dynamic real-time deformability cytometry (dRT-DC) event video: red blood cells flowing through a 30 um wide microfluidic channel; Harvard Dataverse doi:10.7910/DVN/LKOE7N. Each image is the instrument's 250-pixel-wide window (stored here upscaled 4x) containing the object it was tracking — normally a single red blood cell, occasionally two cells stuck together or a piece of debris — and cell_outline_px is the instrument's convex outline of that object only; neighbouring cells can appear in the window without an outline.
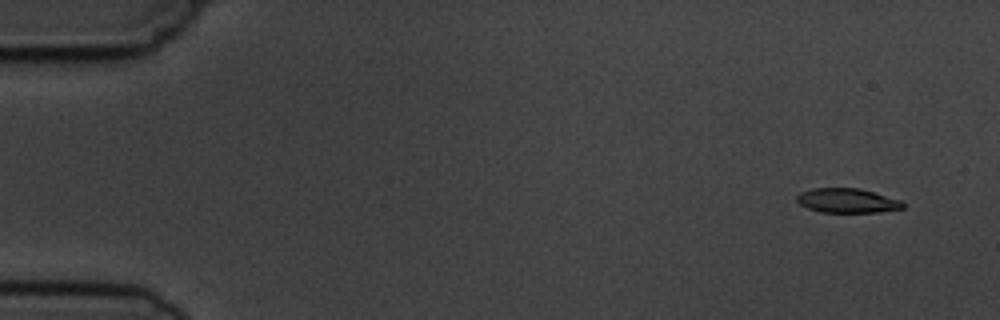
{"species": "common noctule bat (a hibernating species)", "species_latin": "Nyctalus noctula", "temperature_condition": "cold", "stored_images_in_passage": 4, "camera_frame_rate_fps": 3000, "um_per_image_px": 0.085, "animal": {"sex": "male", "body_mass_g": 19.5, "forearm_length_mm": 54.6}, "frame": {"image": 1, "passage_image": 1, "time_ms": 0.0, "image_size_px": [1000, 320], "cell_outline_px": [[904, 208], [880, 212], [820, 212], [808, 208], [800, 204], [796, 200], [796, 196], [800, 192], [812, 188], [860, 188], [904, 200]], "centroid_in_image_um": [72.05, 17.04], "position_along_channel_um": 13.0, "area_um2": 15.32}}